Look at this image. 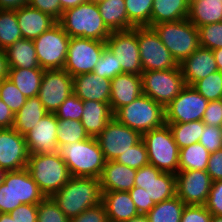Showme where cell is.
Here are the masks:
<instances>
[{"label": "cell", "instance_id": "1", "mask_svg": "<svg viewBox=\"0 0 222 222\" xmlns=\"http://www.w3.org/2000/svg\"><path fill=\"white\" fill-rule=\"evenodd\" d=\"M51 198L71 219L101 203L100 180L91 177H71Z\"/></svg>", "mask_w": 222, "mask_h": 222}, {"label": "cell", "instance_id": "2", "mask_svg": "<svg viewBox=\"0 0 222 222\" xmlns=\"http://www.w3.org/2000/svg\"><path fill=\"white\" fill-rule=\"evenodd\" d=\"M57 152L71 177L100 178L106 160L95 137L58 146Z\"/></svg>", "mask_w": 222, "mask_h": 222}, {"label": "cell", "instance_id": "3", "mask_svg": "<svg viewBox=\"0 0 222 222\" xmlns=\"http://www.w3.org/2000/svg\"><path fill=\"white\" fill-rule=\"evenodd\" d=\"M70 38L106 41L111 31L106 27L97 4L85 2L63 12L58 21Z\"/></svg>", "mask_w": 222, "mask_h": 222}, {"label": "cell", "instance_id": "4", "mask_svg": "<svg viewBox=\"0 0 222 222\" xmlns=\"http://www.w3.org/2000/svg\"><path fill=\"white\" fill-rule=\"evenodd\" d=\"M26 169L45 197H52L71 178L68 167L58 152L29 154Z\"/></svg>", "mask_w": 222, "mask_h": 222}, {"label": "cell", "instance_id": "5", "mask_svg": "<svg viewBox=\"0 0 222 222\" xmlns=\"http://www.w3.org/2000/svg\"><path fill=\"white\" fill-rule=\"evenodd\" d=\"M113 117L141 135L165 124L164 107L145 94L120 107Z\"/></svg>", "mask_w": 222, "mask_h": 222}, {"label": "cell", "instance_id": "6", "mask_svg": "<svg viewBox=\"0 0 222 222\" xmlns=\"http://www.w3.org/2000/svg\"><path fill=\"white\" fill-rule=\"evenodd\" d=\"M172 57L180 64L200 47L199 33L188 19L152 25Z\"/></svg>", "mask_w": 222, "mask_h": 222}, {"label": "cell", "instance_id": "7", "mask_svg": "<svg viewBox=\"0 0 222 222\" xmlns=\"http://www.w3.org/2000/svg\"><path fill=\"white\" fill-rule=\"evenodd\" d=\"M142 141L146 146L149 164L163 172L178 173L180 149L169 125L164 124L144 133Z\"/></svg>", "mask_w": 222, "mask_h": 222}, {"label": "cell", "instance_id": "8", "mask_svg": "<svg viewBox=\"0 0 222 222\" xmlns=\"http://www.w3.org/2000/svg\"><path fill=\"white\" fill-rule=\"evenodd\" d=\"M69 40V35L58 22L33 40L40 67L44 70L63 69Z\"/></svg>", "mask_w": 222, "mask_h": 222}, {"label": "cell", "instance_id": "9", "mask_svg": "<svg viewBox=\"0 0 222 222\" xmlns=\"http://www.w3.org/2000/svg\"><path fill=\"white\" fill-rule=\"evenodd\" d=\"M143 94L167 106L186 86L180 66L168 70L142 72Z\"/></svg>", "mask_w": 222, "mask_h": 222}, {"label": "cell", "instance_id": "10", "mask_svg": "<svg viewBox=\"0 0 222 222\" xmlns=\"http://www.w3.org/2000/svg\"><path fill=\"white\" fill-rule=\"evenodd\" d=\"M137 40L143 72L168 70L179 66L151 27H137Z\"/></svg>", "mask_w": 222, "mask_h": 222}, {"label": "cell", "instance_id": "11", "mask_svg": "<svg viewBox=\"0 0 222 222\" xmlns=\"http://www.w3.org/2000/svg\"><path fill=\"white\" fill-rule=\"evenodd\" d=\"M105 48V41L70 38L67 58L63 69L72 77L91 73Z\"/></svg>", "mask_w": 222, "mask_h": 222}, {"label": "cell", "instance_id": "12", "mask_svg": "<svg viewBox=\"0 0 222 222\" xmlns=\"http://www.w3.org/2000/svg\"><path fill=\"white\" fill-rule=\"evenodd\" d=\"M106 47L114 54L123 73L142 74L137 27L125 31H113L105 41Z\"/></svg>", "mask_w": 222, "mask_h": 222}, {"label": "cell", "instance_id": "13", "mask_svg": "<svg viewBox=\"0 0 222 222\" xmlns=\"http://www.w3.org/2000/svg\"><path fill=\"white\" fill-rule=\"evenodd\" d=\"M209 101L192 86H185L167 106L164 107L165 123H188L202 120Z\"/></svg>", "mask_w": 222, "mask_h": 222}, {"label": "cell", "instance_id": "14", "mask_svg": "<svg viewBox=\"0 0 222 222\" xmlns=\"http://www.w3.org/2000/svg\"><path fill=\"white\" fill-rule=\"evenodd\" d=\"M141 139L142 135L139 132L123 125L115 117L96 137L106 161H114L117 156L124 154Z\"/></svg>", "mask_w": 222, "mask_h": 222}, {"label": "cell", "instance_id": "15", "mask_svg": "<svg viewBox=\"0 0 222 222\" xmlns=\"http://www.w3.org/2000/svg\"><path fill=\"white\" fill-rule=\"evenodd\" d=\"M134 186L145 189L155 204L160 203L176 196V174L147 164L136 170Z\"/></svg>", "mask_w": 222, "mask_h": 222}, {"label": "cell", "instance_id": "16", "mask_svg": "<svg viewBox=\"0 0 222 222\" xmlns=\"http://www.w3.org/2000/svg\"><path fill=\"white\" fill-rule=\"evenodd\" d=\"M72 93L73 77L64 69L44 70L37 97L49 113H55Z\"/></svg>", "mask_w": 222, "mask_h": 222}, {"label": "cell", "instance_id": "17", "mask_svg": "<svg viewBox=\"0 0 222 222\" xmlns=\"http://www.w3.org/2000/svg\"><path fill=\"white\" fill-rule=\"evenodd\" d=\"M212 182L206 170L178 171L176 174V196L186 205H204Z\"/></svg>", "mask_w": 222, "mask_h": 222}, {"label": "cell", "instance_id": "18", "mask_svg": "<svg viewBox=\"0 0 222 222\" xmlns=\"http://www.w3.org/2000/svg\"><path fill=\"white\" fill-rule=\"evenodd\" d=\"M28 157L24 135L13 128L0 129V169L6 172L24 169Z\"/></svg>", "mask_w": 222, "mask_h": 222}, {"label": "cell", "instance_id": "19", "mask_svg": "<svg viewBox=\"0 0 222 222\" xmlns=\"http://www.w3.org/2000/svg\"><path fill=\"white\" fill-rule=\"evenodd\" d=\"M57 117L54 113H48L42 117L24 135L29 154H52L57 152Z\"/></svg>", "mask_w": 222, "mask_h": 222}, {"label": "cell", "instance_id": "20", "mask_svg": "<svg viewBox=\"0 0 222 222\" xmlns=\"http://www.w3.org/2000/svg\"><path fill=\"white\" fill-rule=\"evenodd\" d=\"M179 66L187 86H193L197 81L218 71L212 50L201 46Z\"/></svg>", "mask_w": 222, "mask_h": 222}, {"label": "cell", "instance_id": "21", "mask_svg": "<svg viewBox=\"0 0 222 222\" xmlns=\"http://www.w3.org/2000/svg\"><path fill=\"white\" fill-rule=\"evenodd\" d=\"M143 94L142 77L136 74H119L111 80L109 105L114 114L120 107L130 104Z\"/></svg>", "mask_w": 222, "mask_h": 222}, {"label": "cell", "instance_id": "22", "mask_svg": "<svg viewBox=\"0 0 222 222\" xmlns=\"http://www.w3.org/2000/svg\"><path fill=\"white\" fill-rule=\"evenodd\" d=\"M73 93L82 101L109 102L111 80L93 72L77 75L73 77Z\"/></svg>", "mask_w": 222, "mask_h": 222}, {"label": "cell", "instance_id": "23", "mask_svg": "<svg viewBox=\"0 0 222 222\" xmlns=\"http://www.w3.org/2000/svg\"><path fill=\"white\" fill-rule=\"evenodd\" d=\"M16 16L22 38L28 40H35L57 23L50 15L29 5L17 9Z\"/></svg>", "mask_w": 222, "mask_h": 222}, {"label": "cell", "instance_id": "24", "mask_svg": "<svg viewBox=\"0 0 222 222\" xmlns=\"http://www.w3.org/2000/svg\"><path fill=\"white\" fill-rule=\"evenodd\" d=\"M109 222H125L139 215L128 191H101Z\"/></svg>", "mask_w": 222, "mask_h": 222}, {"label": "cell", "instance_id": "25", "mask_svg": "<svg viewBox=\"0 0 222 222\" xmlns=\"http://www.w3.org/2000/svg\"><path fill=\"white\" fill-rule=\"evenodd\" d=\"M136 170L115 161H106L99 178L101 191H130Z\"/></svg>", "mask_w": 222, "mask_h": 222}, {"label": "cell", "instance_id": "26", "mask_svg": "<svg viewBox=\"0 0 222 222\" xmlns=\"http://www.w3.org/2000/svg\"><path fill=\"white\" fill-rule=\"evenodd\" d=\"M113 118L109 102L83 101L81 123L89 137H97Z\"/></svg>", "mask_w": 222, "mask_h": 222}, {"label": "cell", "instance_id": "27", "mask_svg": "<svg viewBox=\"0 0 222 222\" xmlns=\"http://www.w3.org/2000/svg\"><path fill=\"white\" fill-rule=\"evenodd\" d=\"M14 210L22 204H38L46 197L24 168L13 171Z\"/></svg>", "mask_w": 222, "mask_h": 222}, {"label": "cell", "instance_id": "28", "mask_svg": "<svg viewBox=\"0 0 222 222\" xmlns=\"http://www.w3.org/2000/svg\"><path fill=\"white\" fill-rule=\"evenodd\" d=\"M187 19L196 28L222 22V0H190Z\"/></svg>", "mask_w": 222, "mask_h": 222}, {"label": "cell", "instance_id": "29", "mask_svg": "<svg viewBox=\"0 0 222 222\" xmlns=\"http://www.w3.org/2000/svg\"><path fill=\"white\" fill-rule=\"evenodd\" d=\"M190 0H154L151 13V26L163 22L187 19Z\"/></svg>", "mask_w": 222, "mask_h": 222}, {"label": "cell", "instance_id": "30", "mask_svg": "<svg viewBox=\"0 0 222 222\" xmlns=\"http://www.w3.org/2000/svg\"><path fill=\"white\" fill-rule=\"evenodd\" d=\"M106 27L111 31H125L135 26L128 20L125 0H106L97 4Z\"/></svg>", "mask_w": 222, "mask_h": 222}, {"label": "cell", "instance_id": "31", "mask_svg": "<svg viewBox=\"0 0 222 222\" xmlns=\"http://www.w3.org/2000/svg\"><path fill=\"white\" fill-rule=\"evenodd\" d=\"M9 68H41L33 40L21 38L6 50Z\"/></svg>", "mask_w": 222, "mask_h": 222}, {"label": "cell", "instance_id": "32", "mask_svg": "<svg viewBox=\"0 0 222 222\" xmlns=\"http://www.w3.org/2000/svg\"><path fill=\"white\" fill-rule=\"evenodd\" d=\"M49 112L44 108L40 99L35 96L27 98L26 103L14 115L13 129L25 135L35 124Z\"/></svg>", "mask_w": 222, "mask_h": 222}, {"label": "cell", "instance_id": "33", "mask_svg": "<svg viewBox=\"0 0 222 222\" xmlns=\"http://www.w3.org/2000/svg\"><path fill=\"white\" fill-rule=\"evenodd\" d=\"M44 74L42 68H9L8 79L26 98L37 96Z\"/></svg>", "mask_w": 222, "mask_h": 222}, {"label": "cell", "instance_id": "34", "mask_svg": "<svg viewBox=\"0 0 222 222\" xmlns=\"http://www.w3.org/2000/svg\"><path fill=\"white\" fill-rule=\"evenodd\" d=\"M210 152L200 143L180 149L179 171L206 170Z\"/></svg>", "mask_w": 222, "mask_h": 222}, {"label": "cell", "instance_id": "35", "mask_svg": "<svg viewBox=\"0 0 222 222\" xmlns=\"http://www.w3.org/2000/svg\"><path fill=\"white\" fill-rule=\"evenodd\" d=\"M186 204L177 196L156 203L146 214L149 222H180Z\"/></svg>", "mask_w": 222, "mask_h": 222}, {"label": "cell", "instance_id": "36", "mask_svg": "<svg viewBox=\"0 0 222 222\" xmlns=\"http://www.w3.org/2000/svg\"><path fill=\"white\" fill-rule=\"evenodd\" d=\"M169 125L179 149L199 143L205 124L202 120L188 123H165Z\"/></svg>", "mask_w": 222, "mask_h": 222}, {"label": "cell", "instance_id": "37", "mask_svg": "<svg viewBox=\"0 0 222 222\" xmlns=\"http://www.w3.org/2000/svg\"><path fill=\"white\" fill-rule=\"evenodd\" d=\"M22 38L16 10L0 9V49L6 50L10 45Z\"/></svg>", "mask_w": 222, "mask_h": 222}, {"label": "cell", "instance_id": "38", "mask_svg": "<svg viewBox=\"0 0 222 222\" xmlns=\"http://www.w3.org/2000/svg\"><path fill=\"white\" fill-rule=\"evenodd\" d=\"M58 146L83 141L89 138L81 121L72 119H57Z\"/></svg>", "mask_w": 222, "mask_h": 222}, {"label": "cell", "instance_id": "39", "mask_svg": "<svg viewBox=\"0 0 222 222\" xmlns=\"http://www.w3.org/2000/svg\"><path fill=\"white\" fill-rule=\"evenodd\" d=\"M154 0H125L128 20L135 27H151V13Z\"/></svg>", "mask_w": 222, "mask_h": 222}, {"label": "cell", "instance_id": "40", "mask_svg": "<svg viewBox=\"0 0 222 222\" xmlns=\"http://www.w3.org/2000/svg\"><path fill=\"white\" fill-rule=\"evenodd\" d=\"M192 87L208 101L222 99V72L216 71L197 81Z\"/></svg>", "mask_w": 222, "mask_h": 222}, {"label": "cell", "instance_id": "41", "mask_svg": "<svg viewBox=\"0 0 222 222\" xmlns=\"http://www.w3.org/2000/svg\"><path fill=\"white\" fill-rule=\"evenodd\" d=\"M114 161L135 170L149 164L148 153L142 139L136 145L130 147L124 154L117 156Z\"/></svg>", "mask_w": 222, "mask_h": 222}, {"label": "cell", "instance_id": "42", "mask_svg": "<svg viewBox=\"0 0 222 222\" xmlns=\"http://www.w3.org/2000/svg\"><path fill=\"white\" fill-rule=\"evenodd\" d=\"M0 99L5 102L14 115L27 100L24 94L8 78L0 82Z\"/></svg>", "mask_w": 222, "mask_h": 222}, {"label": "cell", "instance_id": "43", "mask_svg": "<svg viewBox=\"0 0 222 222\" xmlns=\"http://www.w3.org/2000/svg\"><path fill=\"white\" fill-rule=\"evenodd\" d=\"M199 44L211 50L222 48V22L198 28Z\"/></svg>", "mask_w": 222, "mask_h": 222}, {"label": "cell", "instance_id": "44", "mask_svg": "<svg viewBox=\"0 0 222 222\" xmlns=\"http://www.w3.org/2000/svg\"><path fill=\"white\" fill-rule=\"evenodd\" d=\"M93 73L112 80L115 76L123 74V71L121 66H118V61L114 54L106 47L96 63Z\"/></svg>", "mask_w": 222, "mask_h": 222}, {"label": "cell", "instance_id": "45", "mask_svg": "<svg viewBox=\"0 0 222 222\" xmlns=\"http://www.w3.org/2000/svg\"><path fill=\"white\" fill-rule=\"evenodd\" d=\"M37 222H69V218L59 209L51 197L37 204Z\"/></svg>", "mask_w": 222, "mask_h": 222}, {"label": "cell", "instance_id": "46", "mask_svg": "<svg viewBox=\"0 0 222 222\" xmlns=\"http://www.w3.org/2000/svg\"><path fill=\"white\" fill-rule=\"evenodd\" d=\"M83 112V101L74 93L69 95L67 99L55 111L57 119H74L80 121Z\"/></svg>", "mask_w": 222, "mask_h": 222}, {"label": "cell", "instance_id": "47", "mask_svg": "<svg viewBox=\"0 0 222 222\" xmlns=\"http://www.w3.org/2000/svg\"><path fill=\"white\" fill-rule=\"evenodd\" d=\"M14 210L13 171L6 172L0 185V213H10Z\"/></svg>", "mask_w": 222, "mask_h": 222}, {"label": "cell", "instance_id": "48", "mask_svg": "<svg viewBox=\"0 0 222 222\" xmlns=\"http://www.w3.org/2000/svg\"><path fill=\"white\" fill-rule=\"evenodd\" d=\"M199 143L210 153L222 149L221 127L205 125Z\"/></svg>", "mask_w": 222, "mask_h": 222}, {"label": "cell", "instance_id": "49", "mask_svg": "<svg viewBox=\"0 0 222 222\" xmlns=\"http://www.w3.org/2000/svg\"><path fill=\"white\" fill-rule=\"evenodd\" d=\"M204 206L212 215L222 216V180L213 181Z\"/></svg>", "mask_w": 222, "mask_h": 222}, {"label": "cell", "instance_id": "50", "mask_svg": "<svg viewBox=\"0 0 222 222\" xmlns=\"http://www.w3.org/2000/svg\"><path fill=\"white\" fill-rule=\"evenodd\" d=\"M69 222H109V220L106 209L101 202L83 211L78 216L71 218Z\"/></svg>", "mask_w": 222, "mask_h": 222}, {"label": "cell", "instance_id": "51", "mask_svg": "<svg viewBox=\"0 0 222 222\" xmlns=\"http://www.w3.org/2000/svg\"><path fill=\"white\" fill-rule=\"evenodd\" d=\"M211 216L204 205H186L180 222H210Z\"/></svg>", "mask_w": 222, "mask_h": 222}, {"label": "cell", "instance_id": "52", "mask_svg": "<svg viewBox=\"0 0 222 222\" xmlns=\"http://www.w3.org/2000/svg\"><path fill=\"white\" fill-rule=\"evenodd\" d=\"M129 194L139 214H147L155 206V202L149 197L146 190L141 187L134 186L129 191Z\"/></svg>", "mask_w": 222, "mask_h": 222}, {"label": "cell", "instance_id": "53", "mask_svg": "<svg viewBox=\"0 0 222 222\" xmlns=\"http://www.w3.org/2000/svg\"><path fill=\"white\" fill-rule=\"evenodd\" d=\"M202 121L205 125L222 127V99L209 101Z\"/></svg>", "mask_w": 222, "mask_h": 222}, {"label": "cell", "instance_id": "54", "mask_svg": "<svg viewBox=\"0 0 222 222\" xmlns=\"http://www.w3.org/2000/svg\"><path fill=\"white\" fill-rule=\"evenodd\" d=\"M28 5L50 15L57 22L63 14V10L60 6V0H29Z\"/></svg>", "mask_w": 222, "mask_h": 222}, {"label": "cell", "instance_id": "55", "mask_svg": "<svg viewBox=\"0 0 222 222\" xmlns=\"http://www.w3.org/2000/svg\"><path fill=\"white\" fill-rule=\"evenodd\" d=\"M9 214L16 222H37V204H22Z\"/></svg>", "mask_w": 222, "mask_h": 222}, {"label": "cell", "instance_id": "56", "mask_svg": "<svg viewBox=\"0 0 222 222\" xmlns=\"http://www.w3.org/2000/svg\"><path fill=\"white\" fill-rule=\"evenodd\" d=\"M206 171L212 181L222 180V149L210 153Z\"/></svg>", "mask_w": 222, "mask_h": 222}, {"label": "cell", "instance_id": "57", "mask_svg": "<svg viewBox=\"0 0 222 222\" xmlns=\"http://www.w3.org/2000/svg\"><path fill=\"white\" fill-rule=\"evenodd\" d=\"M14 123V113L11 109L0 99V129L12 128Z\"/></svg>", "mask_w": 222, "mask_h": 222}, {"label": "cell", "instance_id": "58", "mask_svg": "<svg viewBox=\"0 0 222 222\" xmlns=\"http://www.w3.org/2000/svg\"><path fill=\"white\" fill-rule=\"evenodd\" d=\"M29 0H0L1 10H17L28 5Z\"/></svg>", "mask_w": 222, "mask_h": 222}, {"label": "cell", "instance_id": "59", "mask_svg": "<svg viewBox=\"0 0 222 222\" xmlns=\"http://www.w3.org/2000/svg\"><path fill=\"white\" fill-rule=\"evenodd\" d=\"M9 65L7 60V54L4 49H0V82L8 78Z\"/></svg>", "mask_w": 222, "mask_h": 222}, {"label": "cell", "instance_id": "60", "mask_svg": "<svg viewBox=\"0 0 222 222\" xmlns=\"http://www.w3.org/2000/svg\"><path fill=\"white\" fill-rule=\"evenodd\" d=\"M85 2H87V0H60V6L64 12Z\"/></svg>", "mask_w": 222, "mask_h": 222}, {"label": "cell", "instance_id": "61", "mask_svg": "<svg viewBox=\"0 0 222 222\" xmlns=\"http://www.w3.org/2000/svg\"><path fill=\"white\" fill-rule=\"evenodd\" d=\"M218 71L222 72V48L212 50Z\"/></svg>", "mask_w": 222, "mask_h": 222}, {"label": "cell", "instance_id": "62", "mask_svg": "<svg viewBox=\"0 0 222 222\" xmlns=\"http://www.w3.org/2000/svg\"><path fill=\"white\" fill-rule=\"evenodd\" d=\"M125 222H149V219L146 214H139L138 216Z\"/></svg>", "mask_w": 222, "mask_h": 222}, {"label": "cell", "instance_id": "63", "mask_svg": "<svg viewBox=\"0 0 222 222\" xmlns=\"http://www.w3.org/2000/svg\"><path fill=\"white\" fill-rule=\"evenodd\" d=\"M0 222H16L9 213H0Z\"/></svg>", "mask_w": 222, "mask_h": 222}, {"label": "cell", "instance_id": "64", "mask_svg": "<svg viewBox=\"0 0 222 222\" xmlns=\"http://www.w3.org/2000/svg\"><path fill=\"white\" fill-rule=\"evenodd\" d=\"M210 222H222V216L212 215Z\"/></svg>", "mask_w": 222, "mask_h": 222}, {"label": "cell", "instance_id": "65", "mask_svg": "<svg viewBox=\"0 0 222 222\" xmlns=\"http://www.w3.org/2000/svg\"><path fill=\"white\" fill-rule=\"evenodd\" d=\"M6 174V171L3 169H0V185L3 183L4 181V176Z\"/></svg>", "mask_w": 222, "mask_h": 222}, {"label": "cell", "instance_id": "66", "mask_svg": "<svg viewBox=\"0 0 222 222\" xmlns=\"http://www.w3.org/2000/svg\"><path fill=\"white\" fill-rule=\"evenodd\" d=\"M103 1H106V0H87V2L94 3V4H99Z\"/></svg>", "mask_w": 222, "mask_h": 222}]
</instances>
